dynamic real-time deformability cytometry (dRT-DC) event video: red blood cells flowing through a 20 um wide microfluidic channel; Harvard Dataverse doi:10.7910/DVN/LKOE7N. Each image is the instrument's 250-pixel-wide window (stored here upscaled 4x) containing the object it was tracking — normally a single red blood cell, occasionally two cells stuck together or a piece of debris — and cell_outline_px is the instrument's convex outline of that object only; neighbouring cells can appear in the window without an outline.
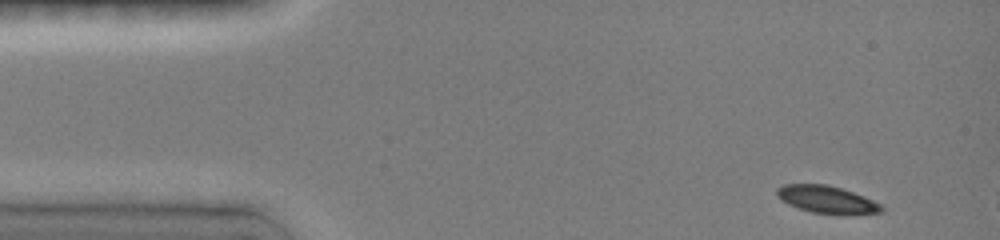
{"species": "common noctule bat (a hibernating species)", "species_latin": "Nyctalus noctula", "temperature_condition": "room temperature", "stored_images_in_passage": 3, "camera_frame_rate_fps": 3000, "um_per_image_px": 0.085, "animal": {"sex": "female", "body_mass_g": 19.0, "forearm_length_mm": 51.5}, "frame": {"image": 1, "passage_image": 1, "time_ms": 0.0, "image_size_px": [1000, 240], "cell_outline_px": [[884, 212], [812, 212], [788, 204], [780, 200], [776, 196], [776, 188], [784, 184], [828, 184], [864, 196], [880, 204], [884, 208]], "centroid_in_image_um": [70.18, 16.9], "position_along_channel_um": 14.8, "area_um2": 16.01}}